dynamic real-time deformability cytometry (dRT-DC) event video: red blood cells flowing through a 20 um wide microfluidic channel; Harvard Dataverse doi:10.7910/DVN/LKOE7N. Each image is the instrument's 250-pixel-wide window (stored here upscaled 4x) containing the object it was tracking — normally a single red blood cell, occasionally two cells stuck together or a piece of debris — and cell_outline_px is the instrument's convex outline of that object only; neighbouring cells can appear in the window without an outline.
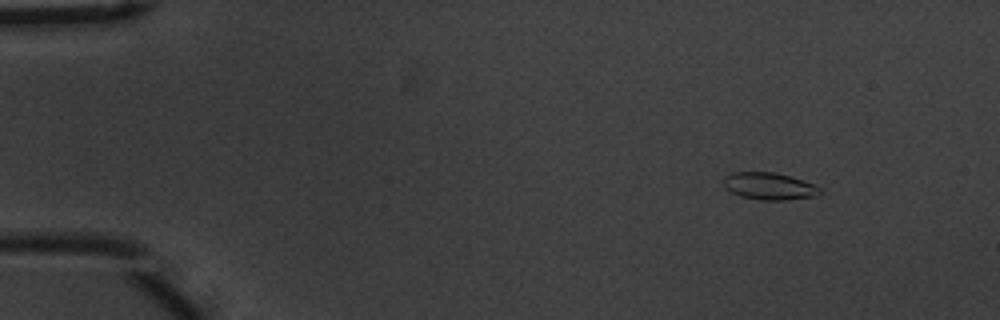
{"species": "common noctule bat (a hibernating species)", "species_latin": "Nyctalus noctula", "temperature_condition": "warm", "stored_images_in_passage": 50, "camera_frame_rate_fps": 3000, "um_per_image_px": 0.085, "animal": {"sex": "male", "body_mass_g": 20.1, "forearm_length_mm": 53.5}, "frame": {"image": 1, "passage_image": 1, "time_ms": 0.0, "image_size_px": [1000, 320], "cell_outline_px": [[824, 192], [812, 196], [784, 200], [760, 200], [740, 196], [724, 188], [724, 176], [732, 172], [776, 172], [812, 184], [820, 188]], "centroid_in_image_um": [65.33, 15.82], "position_along_channel_um": 19.7, "area_um2": 15.09}}
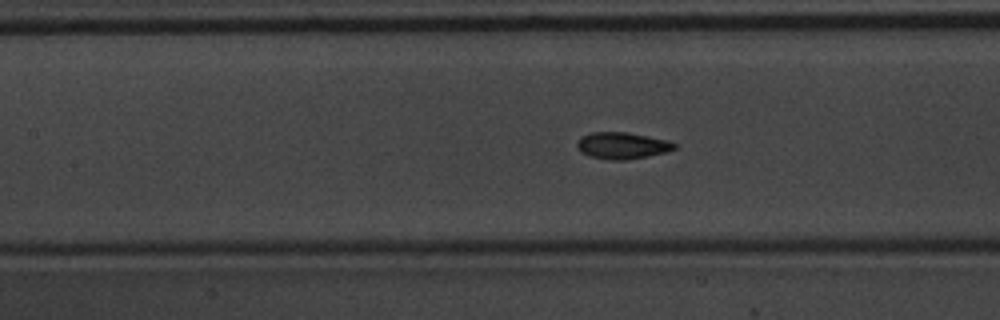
{"frame": {"image": 2, "passage_image": 20, "time_ms": 6.333, "image_size_px": [1000, 320], "cell_outline_px": [[680, 144], [676, 148], [664, 152], [648, 156], [628, 160], [612, 160], [592, 156], [580, 152], [576, 144], [580, 136], [592, 132], [628, 132], [668, 140]], "centroid_in_image_um": [52.91, 12.36], "position_along_channel_um": 154.5, "area_um2": 15.2}}
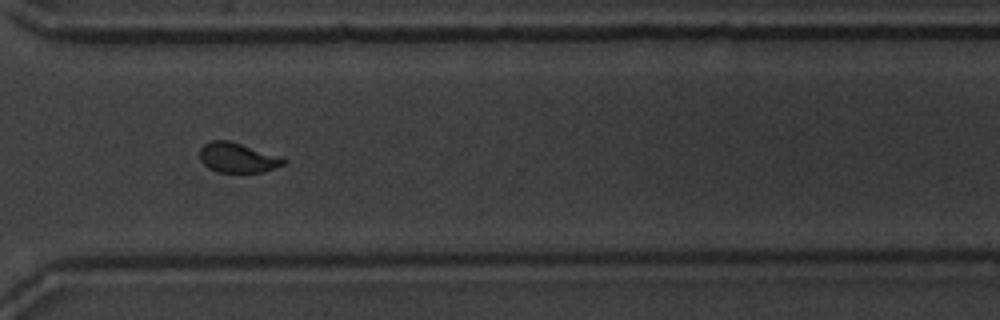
{"frame": {"image": 3, "passage_image": 36, "time_ms": 11.667, "image_size_px": [1000, 320], "cell_outline_px": [[288, 160], [284, 164], [264, 172], [220, 172], [208, 168], [200, 160], [200, 148], [204, 144], [212, 140], [228, 140], [284, 156]], "centroid_in_image_um": [20.24, 13.39], "position_along_channel_um": 350.4, "area_um2": 14.8}, "authors_computed_cell_mechanics": {"area_um2": 14.6812, "velocity_mm_per_s": 3.6819, "shape_relaxation_time_tau1_ms": 3.3903, "shape_relaxation_time_tau2_ms": 1.0115, "deformation_change_tau1": 0.1389, "deformation_change_tau2": 0.0508}}